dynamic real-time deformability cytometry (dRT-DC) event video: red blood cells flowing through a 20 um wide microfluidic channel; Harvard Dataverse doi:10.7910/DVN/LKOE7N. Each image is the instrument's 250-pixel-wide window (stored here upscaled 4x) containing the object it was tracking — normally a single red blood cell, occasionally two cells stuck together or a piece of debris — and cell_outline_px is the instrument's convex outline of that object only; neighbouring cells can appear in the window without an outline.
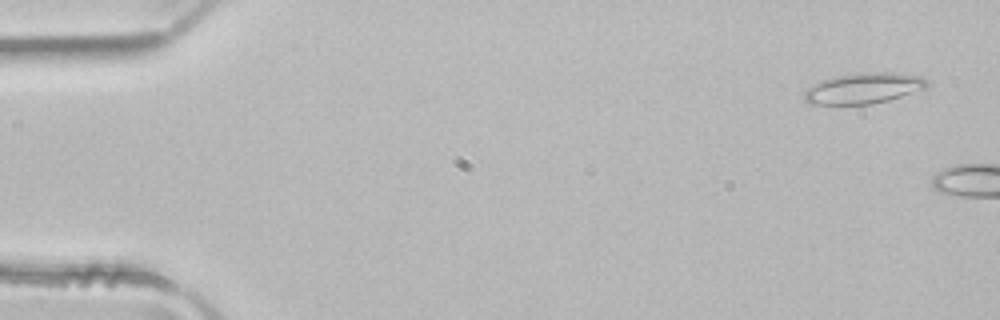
{"species": "common noctule bat (a hibernating species)", "species_latin": "Nyctalus noctula", "temperature_condition": "room temperature", "stored_images_in_passage": 2, "camera_frame_rate_fps": 3000, "um_per_image_px": 0.085, "animal": {"sex": "male", "body_mass_g": 21.5, "forearm_length_mm": 52.0}, "frame": {"image": 1, "passage_image": 1, "time_ms": 0.0, "image_size_px": [1000, 320], "cell_outline_px": [[928, 88], [888, 100], [872, 104], [808, 104], [804, 100], [804, 92], [808, 88], [820, 80], [836, 76], [860, 72], [892, 72], [920, 76], [928, 84]], "centroid_in_image_um": [73.39, 7.5], "position_along_channel_um": 11.6, "area_um2": 22.02}}